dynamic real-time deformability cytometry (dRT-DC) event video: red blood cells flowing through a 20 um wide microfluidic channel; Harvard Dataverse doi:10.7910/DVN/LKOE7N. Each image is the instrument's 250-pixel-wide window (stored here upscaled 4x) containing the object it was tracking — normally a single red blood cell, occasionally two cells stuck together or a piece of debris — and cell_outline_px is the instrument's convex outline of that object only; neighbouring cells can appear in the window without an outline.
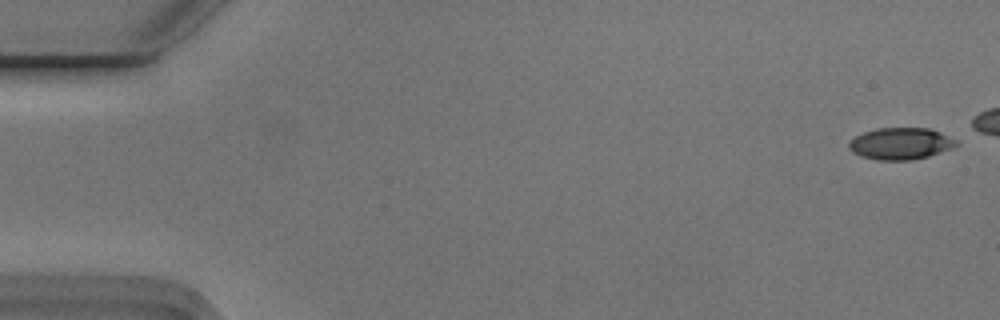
{"species": "Egyptian fruit bat (a non-hibernating species)", "species_latin": "Rousettus aegyptiacus", "temperature_condition": "cold", "stored_images_in_passage": 6, "camera_frame_rate_fps": 3000, "um_per_image_px": 0.085, "animal": {"sex": "male"}, "frame": {"image": 1, "passage_image": 1, "time_ms": 0.0, "image_size_px": [1000, 320], "cell_outline_px": [[960, 144], [952, 148], [928, 156], [912, 160], [876, 160], [860, 156], [852, 152], [848, 148], [848, 144], [856, 136], [864, 132], [876, 128], [928, 128], [940, 132], [956, 140]], "centroid_in_image_um": [76.54, 12.21], "position_along_channel_um": 8.5, "area_um2": 19.88}}